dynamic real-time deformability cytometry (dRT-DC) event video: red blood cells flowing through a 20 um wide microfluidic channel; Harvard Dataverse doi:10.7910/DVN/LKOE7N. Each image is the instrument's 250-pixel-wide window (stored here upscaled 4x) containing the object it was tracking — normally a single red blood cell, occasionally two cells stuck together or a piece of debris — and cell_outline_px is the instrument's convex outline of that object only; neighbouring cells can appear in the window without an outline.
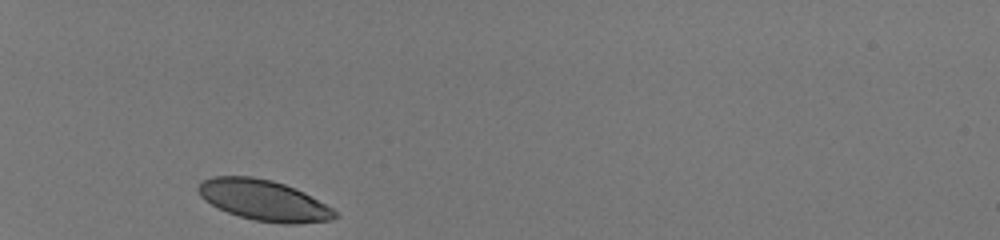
{"species": "human", "species_latin": "Homo sapiens", "temperature_condition": "room temperature", "stored_images_in_passage": 29, "camera_frame_rate_fps": 3000, "um_per_image_px": 0.085, "donor": {"sex": "male"}, "frame": {"image": 1, "passage_image": 1, "time_ms": 0.0, "image_size_px": [1000, 240], "cell_outline_px": [[340, 216], [332, 220], [296, 224], [284, 224], [252, 220], [228, 212], [204, 200], [200, 196], [196, 188], [204, 180], [212, 176], [252, 176], [272, 180], [296, 188], [304, 192], [332, 208]], "centroid_in_image_um": [22.44, 17.03], "position_along_channel_um": 62.6, "area_um2": 32.43}}
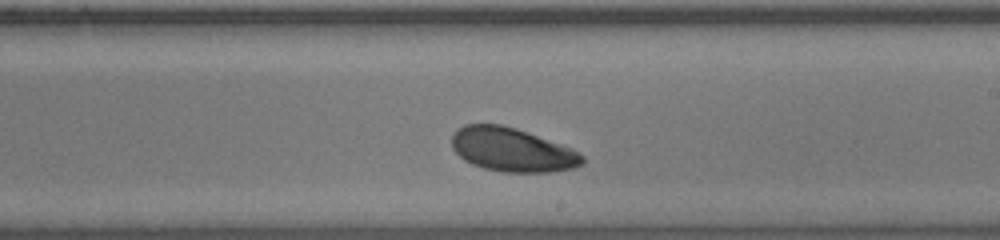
{"frame": {"image": 2, "passage_image": 17, "time_ms": 5.333, "image_size_px": [1000, 240], "cell_outline_px": [[584, 164], [572, 168], [552, 172], [504, 172], [484, 168], [472, 164], [464, 160], [452, 148], [452, 136], [456, 128], [464, 124], [500, 124], [516, 128], [572, 148], [584, 156]], "centroid_in_image_um": [43.52, 12.73], "position_along_channel_um": 245.5, "area_um2": 33.35}}
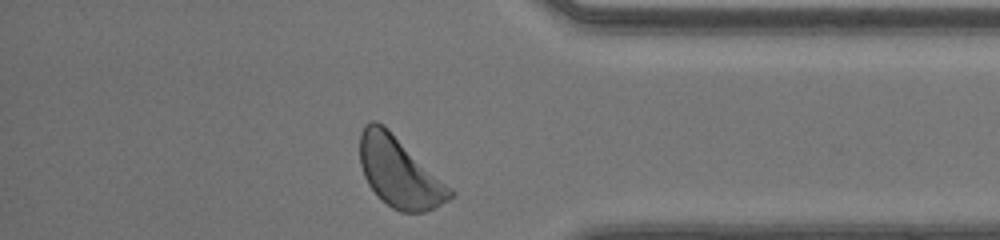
{"frame": {"image": 3, "passage_image": 29, "time_ms": 9.333, "image_size_px": [1000, 240], "cell_outline_px": [[456, 196], [424, 212], [400, 212], [392, 208], [368, 184], [364, 176], [360, 164], [360, 132], [364, 124], [372, 120], [376, 120], [384, 124], [452, 188], [456, 192]], "centroid_in_image_um": [33.95, 14.61], "position_along_channel_um": 401.3, "area_um2": 36.76}, "authors_computed_cell_mechanics": {"area_um2": 33.5818, "velocity_mm_per_s": 4.063, "shape_relaxation_time_tau1_ms": 0.947, "shape_relaxation_time_tau2_ms": null, "deformation_change_tau1": 0.0729, "deformation_change_tau2": null}}